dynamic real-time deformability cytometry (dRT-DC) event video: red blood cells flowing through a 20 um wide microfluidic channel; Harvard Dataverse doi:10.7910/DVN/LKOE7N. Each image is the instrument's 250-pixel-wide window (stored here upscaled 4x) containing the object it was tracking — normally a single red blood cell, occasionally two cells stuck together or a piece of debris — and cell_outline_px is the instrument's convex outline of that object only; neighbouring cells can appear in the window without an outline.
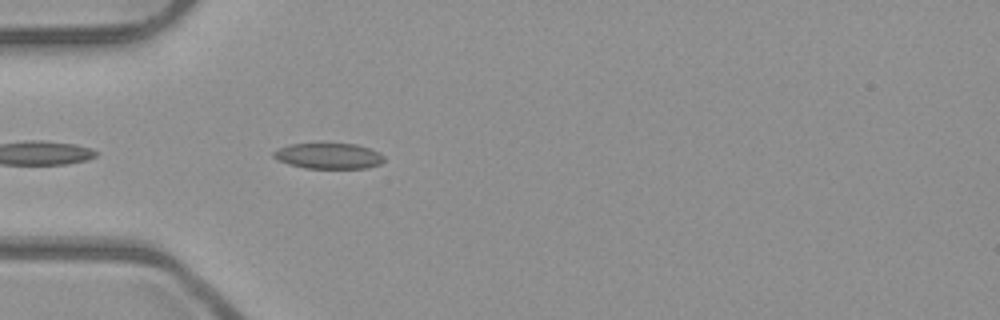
{"species": "common noctule bat (a hibernating species)", "species_latin": "Nyctalus noctula", "temperature_condition": "room temperature", "stored_images_in_passage": 16, "camera_frame_rate_fps": 3000, "um_per_image_px": 0.085, "animal": {"sex": "male", "body_mass_g": 23.1, "forearm_length_mm": 52.7}, "frame": {"image": 1, "passage_image": 3, "time_ms": 0.667, "image_size_px": [1000, 320], "cell_outline_px": [[384, 160], [380, 164], [364, 168], [304, 168], [288, 164], [272, 156], [272, 152], [276, 148], [288, 144], [356, 144], [380, 152], [384, 156]], "centroid_in_image_um": [27.91, 13.25], "position_along_channel_um": 57.1, "area_um2": 16.53}}